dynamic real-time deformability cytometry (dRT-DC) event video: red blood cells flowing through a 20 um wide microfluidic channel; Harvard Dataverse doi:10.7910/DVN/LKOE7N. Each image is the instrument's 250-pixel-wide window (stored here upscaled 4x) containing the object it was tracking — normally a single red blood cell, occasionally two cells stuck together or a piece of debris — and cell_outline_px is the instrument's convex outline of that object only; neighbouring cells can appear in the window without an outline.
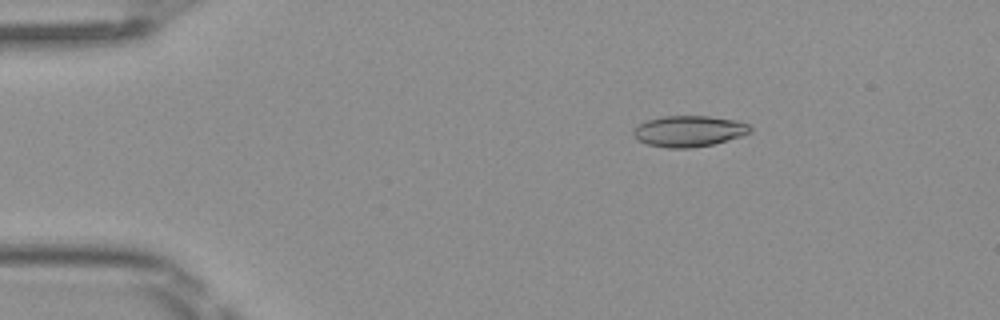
{"species": "Egyptian fruit bat (a non-hibernating species)", "species_latin": "Rousettus aegyptiacus", "temperature_condition": "room temperature", "stored_images_in_passage": 5, "camera_frame_rate_fps": 3000, "um_per_image_px": 0.085, "frame": {"image": 1, "passage_image": 3, "time_ms": 0.667, "image_size_px": [1000, 320], "cell_outline_px": [[752, 132], [728, 140], [712, 144], [692, 148], [668, 148], [648, 144], [636, 140], [632, 136], [632, 132], [644, 120], [664, 116], [708, 116], [736, 120], [748, 124], [752, 128]], "centroid_in_image_um": [58.54, 11.15], "position_along_channel_um": 26.5, "area_um2": 21.21}}
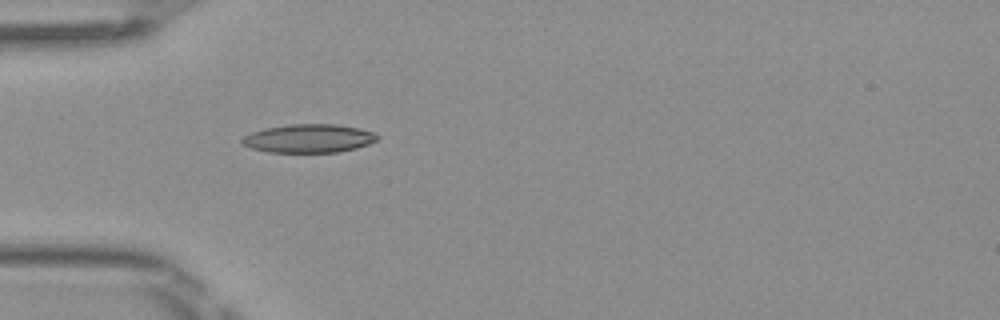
{"frame": {"image": 2, "passage_image": 5, "time_ms": 1.333, "image_size_px": [1000, 320], "cell_outline_px": [[380, 136], [376, 140], [368, 144], [356, 148], [340, 152], [268, 152], [252, 148], [244, 144], [240, 140], [244, 136], [252, 132], [268, 128], [288, 124], [336, 124], [356, 128], [372, 132]], "centroid_in_image_um": [26.25, 11.77], "position_along_channel_um": 58.7, "area_um2": 22.2}}